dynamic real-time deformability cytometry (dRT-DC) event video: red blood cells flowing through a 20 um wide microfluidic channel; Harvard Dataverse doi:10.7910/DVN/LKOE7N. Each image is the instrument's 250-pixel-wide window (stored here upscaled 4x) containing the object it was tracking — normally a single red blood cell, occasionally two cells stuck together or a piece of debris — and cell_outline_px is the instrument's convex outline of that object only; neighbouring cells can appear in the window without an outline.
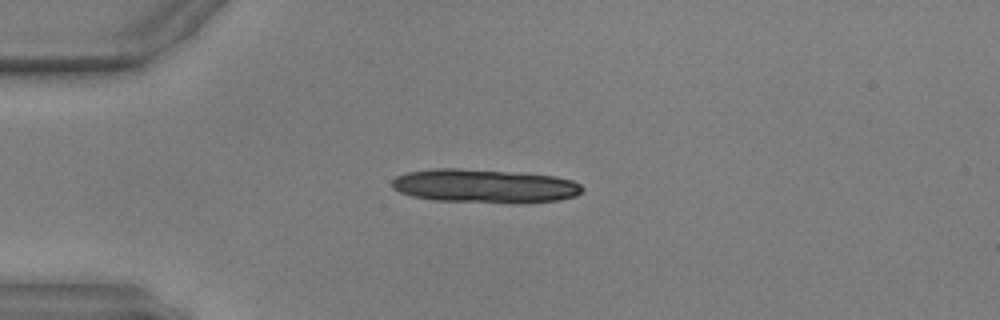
{"species": "common noctule bat (a hibernating species)", "species_latin": "Nyctalus noctula", "temperature_condition": "warm", "stored_images_in_passage": 38, "segment_of_instrument_passage": [1, 2], "camera_frame_rate_fps": 3000, "um_per_image_px": 0.085, "animal": {"sex": "male", "body_mass_g": 17.9, "forearm_length_mm": 54.2}, "frame": {"image": 1, "passage_image": 1, "time_ms": 0.0, "image_size_px": [1000, 320], "cell_outline_px": [[584, 188], [576, 196], [556, 200], [436, 200], [412, 196], [400, 192], [392, 188], [392, 180], [396, 176], [408, 172], [436, 168], [456, 168], [508, 172], [556, 176], [572, 180], [580, 184]], "centroid_in_image_um": [41.11, 15.76], "position_along_channel_um": 43.9, "area_um2": 35.66}}